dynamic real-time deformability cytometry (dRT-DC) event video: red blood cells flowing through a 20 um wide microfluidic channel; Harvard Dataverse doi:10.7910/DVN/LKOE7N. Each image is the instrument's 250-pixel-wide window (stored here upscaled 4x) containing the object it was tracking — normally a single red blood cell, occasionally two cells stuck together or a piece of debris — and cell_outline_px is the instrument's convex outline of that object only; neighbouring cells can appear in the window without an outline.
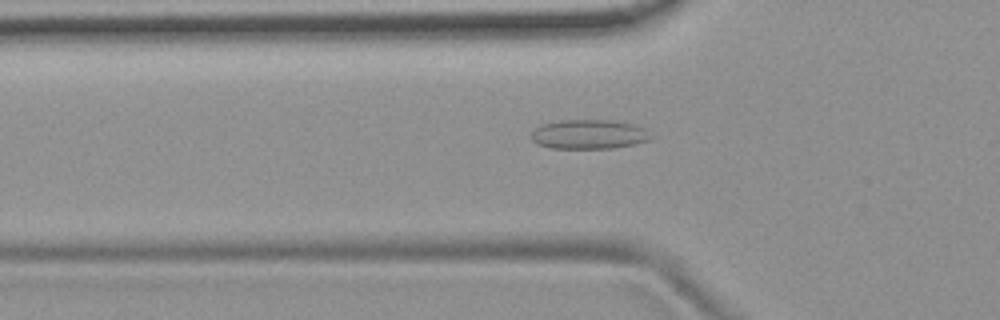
{"species": "common noctule bat (a hibernating species)", "species_latin": "Nyctalus noctula", "temperature_condition": "room temperature", "stored_images_in_passage": 55, "camera_frame_rate_fps": 3000, "um_per_image_px": 0.085, "animal": {"sex": "female", "body_mass_g": 19.9}, "frame": {"image": 1, "passage_image": 18, "time_ms": 5.667, "image_size_px": [1000, 320], "cell_outline_px": [[656, 136], [652, 140], [636, 144], [612, 148], [548, 148], [536, 144], [532, 140], [532, 132], [540, 124], [560, 120], [612, 120], [632, 124], [644, 128]], "centroid_in_image_um": [50.1, 11.42], "position_along_channel_um": 75.7, "area_um2": 20.81}}
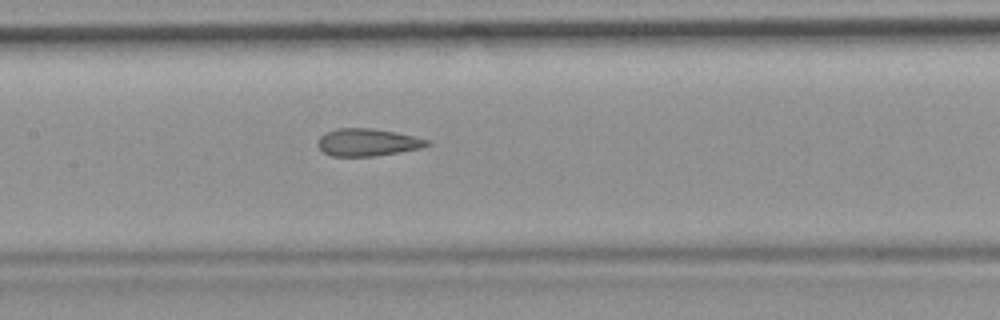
{"frame": {"image": 2, "passage_image": 26, "time_ms": 8.333, "image_size_px": [1000, 320], "cell_outline_px": [[432, 144], [420, 148], [372, 156], [332, 156], [324, 152], [316, 144], [316, 140], [320, 136], [336, 128], [372, 128], [396, 132], [432, 140]], "centroid_in_image_um": [31.25, 12.08], "position_along_channel_um": 176.2, "area_um2": 17.46}}
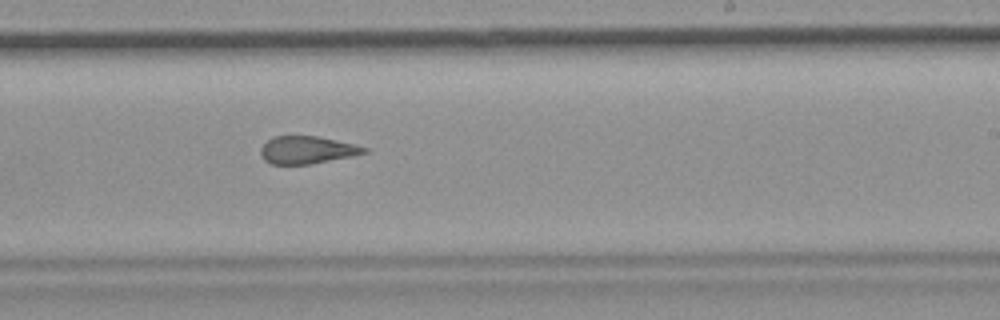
{"frame": {"image": 3, "passage_image": 33, "time_ms": 10.667, "image_size_px": [1000, 320], "cell_outline_px": [[368, 152], [352, 156], [312, 164], [272, 164], [264, 160], [260, 152], [260, 148], [268, 140], [276, 136], [316, 136], [356, 144], [368, 148]], "centroid_in_image_um": [26.12, 12.75], "position_along_channel_um": 262.9, "area_um2": 16.59}}